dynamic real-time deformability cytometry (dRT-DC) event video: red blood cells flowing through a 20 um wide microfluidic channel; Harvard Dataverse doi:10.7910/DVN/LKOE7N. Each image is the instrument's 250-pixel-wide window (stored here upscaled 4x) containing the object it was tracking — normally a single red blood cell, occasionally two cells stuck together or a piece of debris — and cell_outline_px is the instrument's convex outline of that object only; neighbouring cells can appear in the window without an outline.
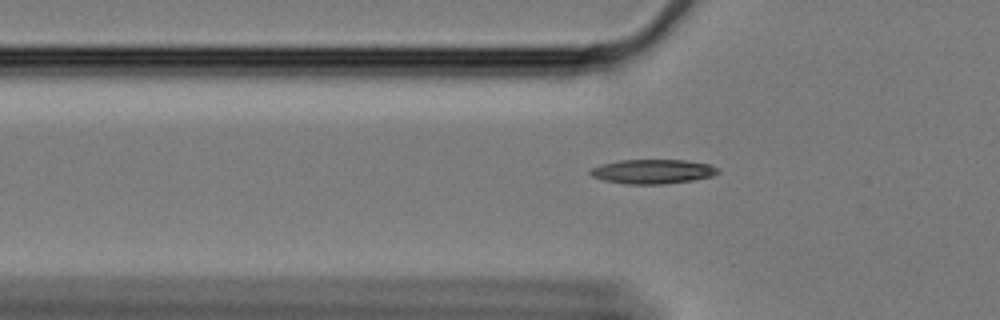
{"species": "Egyptian fruit bat (a non-hibernating species)", "species_latin": "Rousettus aegyptiacus", "temperature_condition": "cold", "stored_images_in_passage": 51, "segment_of_instrument_passage": [2, 2], "camera_frame_rate_fps": 3000, "um_per_image_px": 0.085, "animal": {"sex": "female"}, "frame": {"image": 1, "passage_image": 11, "time_ms": 3.333, "image_size_px": [1000, 320], "cell_outline_px": [[720, 172], [712, 176], [692, 180], [664, 184], [628, 184], [604, 180], [592, 176], [588, 172], [592, 168], [600, 164], [620, 160], [684, 160], [708, 164], [720, 168]], "centroid_in_image_um": [55.48, 14.57], "position_along_channel_um": 70.3, "area_um2": 18.09}}
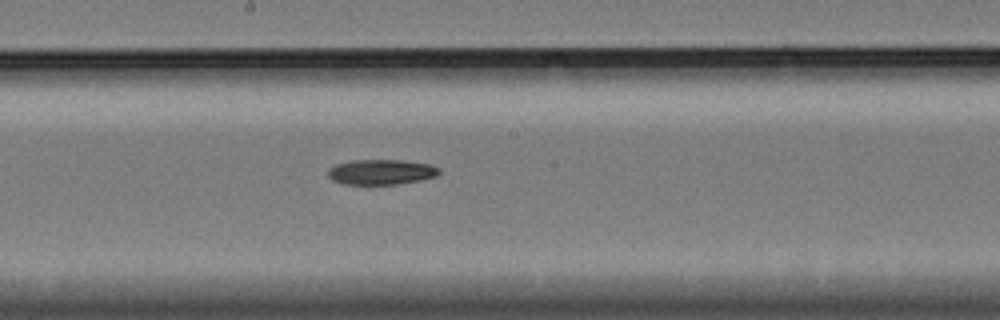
{"frame": {"image": 2, "passage_image": 24, "time_ms": 7.667, "image_size_px": [1000, 320], "cell_outline_px": [[440, 172], [436, 176], [420, 180], [396, 184], [344, 184], [332, 180], [328, 176], [328, 168], [336, 164], [352, 160], [400, 160], [432, 164], [440, 168]], "centroid_in_image_um": [32.4, 14.61], "position_along_channel_um": 215.8, "area_um2": 16.36}}
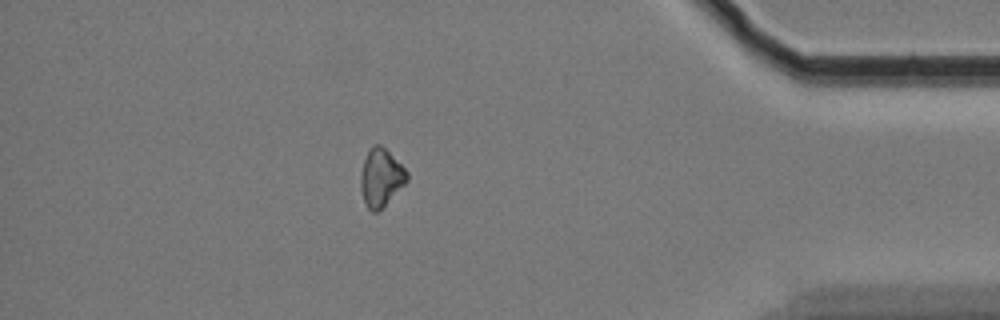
{"frame": {"image": 3, "passage_image": 44, "time_ms": 14.333, "image_size_px": [1000, 320], "cell_outline_px": [[408, 180], [376, 212], [372, 212], [368, 208], [364, 200], [360, 188], [360, 172], [368, 148], [372, 144], [380, 144], [408, 172]], "centroid_in_image_um": [32.34, 15.05], "position_along_channel_um": 402.9, "area_um2": 15.26}}